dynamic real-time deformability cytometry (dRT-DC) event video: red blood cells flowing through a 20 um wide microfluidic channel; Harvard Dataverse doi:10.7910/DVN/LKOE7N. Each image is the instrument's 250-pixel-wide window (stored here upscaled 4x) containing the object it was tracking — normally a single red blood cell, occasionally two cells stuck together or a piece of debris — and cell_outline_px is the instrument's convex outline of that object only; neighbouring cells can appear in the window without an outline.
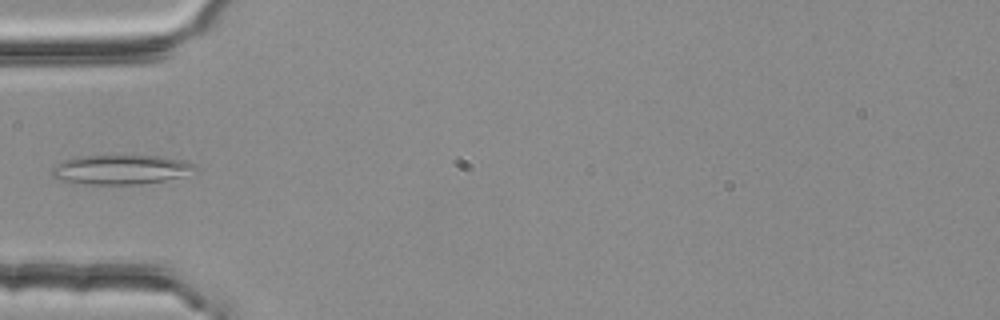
{"species": "common noctule bat (a hibernating species)", "species_latin": "Nyctalus noctula", "temperature_condition": "room temperature", "stored_images_in_passage": 3, "camera_frame_rate_fps": 3000, "um_per_image_px": 0.085, "animal": {"sex": "female", "body_mass_g": 25.1}, "frame": {"image": 1, "passage_image": 3, "time_ms": 0.667, "image_size_px": [1000, 320], "cell_outline_px": [[196, 172], [184, 176], [164, 180], [140, 184], [76, 184], [56, 180], [52, 176], [52, 168], [72, 156], [164, 156], [184, 160], [192, 164], [196, 168]], "centroid_in_image_um": [10.25, 14.42], "position_along_channel_um": 74.7, "area_um2": 24.8}}